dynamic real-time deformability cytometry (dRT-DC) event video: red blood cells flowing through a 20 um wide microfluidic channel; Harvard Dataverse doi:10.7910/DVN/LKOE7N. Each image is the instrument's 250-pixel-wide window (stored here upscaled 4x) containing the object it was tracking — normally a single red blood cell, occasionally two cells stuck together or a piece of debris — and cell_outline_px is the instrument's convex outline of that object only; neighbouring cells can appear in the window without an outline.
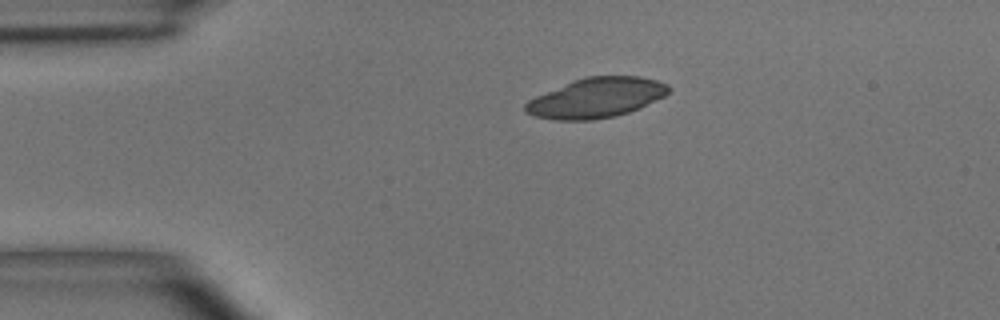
{"species": "common noctule bat (a hibernating species)", "species_latin": "Nyctalus noctula", "temperature_condition": "room temperature", "stored_images_in_passage": 2, "camera_frame_rate_fps": 3000, "um_per_image_px": 0.085, "animal": {"sex": "male", "body_mass_g": 15.6}, "frame": {"image": 1, "passage_image": 1, "time_ms": 0.0, "image_size_px": [1000, 320], "cell_outline_px": [[672, 88], [664, 96], [640, 108], [616, 116], [592, 120], [556, 120], [536, 116], [524, 112], [524, 104], [528, 100], [536, 96], [572, 80], [584, 76], [640, 76], [656, 80], [668, 84]], "centroid_in_image_um": [50.68, 8.31], "position_along_channel_um": 34.3, "area_um2": 33.41}}